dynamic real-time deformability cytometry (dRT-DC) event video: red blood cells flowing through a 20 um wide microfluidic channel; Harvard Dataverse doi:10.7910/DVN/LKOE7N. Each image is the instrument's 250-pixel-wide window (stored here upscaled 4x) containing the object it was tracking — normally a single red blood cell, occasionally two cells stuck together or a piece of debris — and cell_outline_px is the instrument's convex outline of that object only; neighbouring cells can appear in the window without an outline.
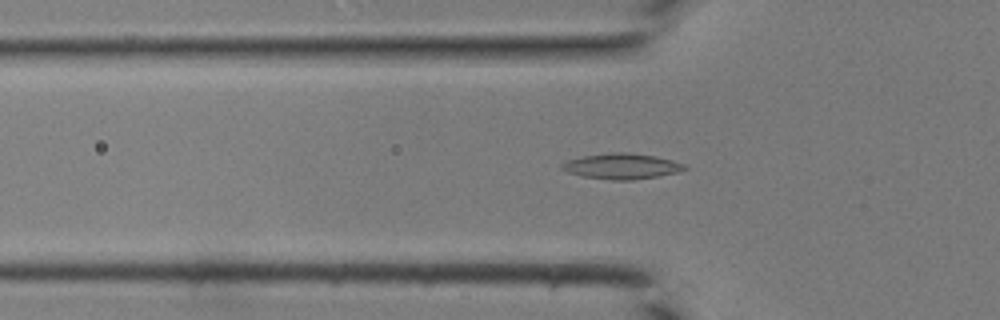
{"species": "common noctule bat (a hibernating species)", "species_latin": "Nyctalus noctula", "temperature_condition": "room temperature", "stored_images_in_passage": 31, "camera_frame_rate_fps": 3000, "um_per_image_px": 0.085, "animal": {"sex": "male", "body_mass_g": 19.0, "forearm_length_mm": 50.8}, "frame": {"image": 1, "passage_image": 3, "time_ms": 0.667, "image_size_px": [1000, 320], "cell_outline_px": [[688, 168], [676, 172], [656, 176], [632, 180], [612, 180], [584, 176], [568, 172], [560, 168], [560, 164], [568, 160], [584, 156], [612, 152], [624, 152], [652, 156], [672, 160], [684, 164]], "centroid_in_image_um": [52.81, 14.13], "position_along_channel_um": 73.0, "area_um2": 17.92}}
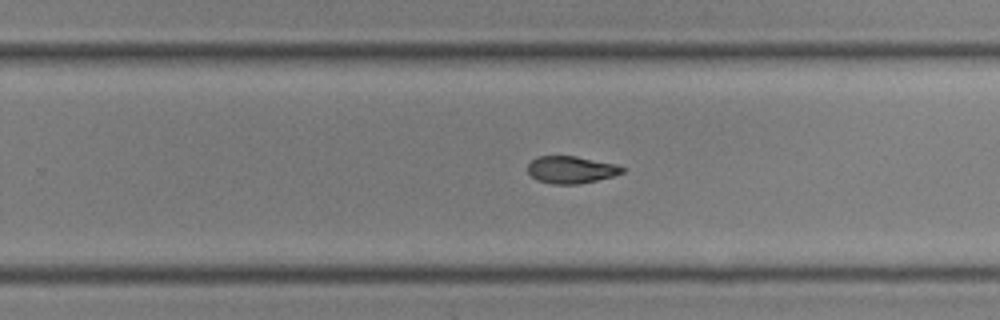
{"frame": {"image": 2, "passage_image": 16, "time_ms": 5.0, "image_size_px": [1000, 320], "cell_outline_px": [[624, 172], [612, 176], [580, 184], [552, 184], [536, 180], [528, 172], [528, 164], [532, 160], [540, 156], [576, 156], [616, 164], [624, 168]], "centroid_in_image_um": [48.53, 14.43], "position_along_channel_um": 281.3, "area_um2": 14.91}}
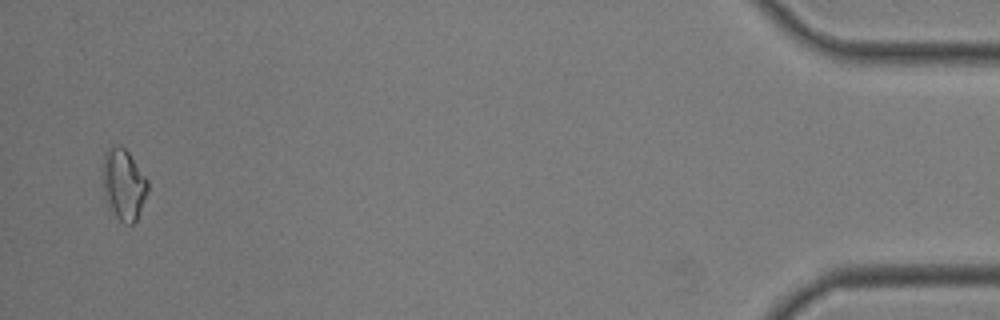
{"frame": {"image": 3, "passage_image": 30, "time_ms": 9.667, "image_size_px": [1000, 320], "cell_outline_px": [[148, 192], [136, 220], [132, 224], [124, 224], [116, 216], [104, 192], [104, 152], [112, 144], [120, 144], [128, 152], [148, 180]], "centroid_in_image_um": [10.54, 15.63], "position_along_channel_um": 424.7, "area_um2": 18.21}}